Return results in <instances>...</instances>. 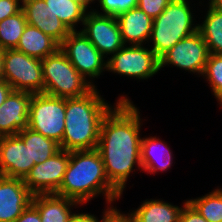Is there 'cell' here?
Masks as SVG:
<instances>
[{"label":"cell","instance_id":"38","mask_svg":"<svg viewBox=\"0 0 222 222\" xmlns=\"http://www.w3.org/2000/svg\"><path fill=\"white\" fill-rule=\"evenodd\" d=\"M209 7L222 9V0H209Z\"/></svg>","mask_w":222,"mask_h":222},{"label":"cell","instance_id":"31","mask_svg":"<svg viewBox=\"0 0 222 222\" xmlns=\"http://www.w3.org/2000/svg\"><path fill=\"white\" fill-rule=\"evenodd\" d=\"M179 222H208L189 202L183 203Z\"/></svg>","mask_w":222,"mask_h":222},{"label":"cell","instance_id":"25","mask_svg":"<svg viewBox=\"0 0 222 222\" xmlns=\"http://www.w3.org/2000/svg\"><path fill=\"white\" fill-rule=\"evenodd\" d=\"M27 25L23 10L0 21V48L15 49Z\"/></svg>","mask_w":222,"mask_h":222},{"label":"cell","instance_id":"29","mask_svg":"<svg viewBox=\"0 0 222 222\" xmlns=\"http://www.w3.org/2000/svg\"><path fill=\"white\" fill-rule=\"evenodd\" d=\"M170 1L171 0H138L137 7L154 19L166 9Z\"/></svg>","mask_w":222,"mask_h":222},{"label":"cell","instance_id":"15","mask_svg":"<svg viewBox=\"0 0 222 222\" xmlns=\"http://www.w3.org/2000/svg\"><path fill=\"white\" fill-rule=\"evenodd\" d=\"M32 94L27 91H12L0 106V137L17 135L28 127Z\"/></svg>","mask_w":222,"mask_h":222},{"label":"cell","instance_id":"28","mask_svg":"<svg viewBox=\"0 0 222 222\" xmlns=\"http://www.w3.org/2000/svg\"><path fill=\"white\" fill-rule=\"evenodd\" d=\"M100 3V9L103 11V13L96 11V9L93 11L95 13L101 14V15H108V16H114L117 17L119 14L126 12L127 10H130L132 8H136L138 5V0H98Z\"/></svg>","mask_w":222,"mask_h":222},{"label":"cell","instance_id":"5","mask_svg":"<svg viewBox=\"0 0 222 222\" xmlns=\"http://www.w3.org/2000/svg\"><path fill=\"white\" fill-rule=\"evenodd\" d=\"M41 65L45 94L62 98L80 97L95 87L77 71L60 49L41 60Z\"/></svg>","mask_w":222,"mask_h":222},{"label":"cell","instance_id":"2","mask_svg":"<svg viewBox=\"0 0 222 222\" xmlns=\"http://www.w3.org/2000/svg\"><path fill=\"white\" fill-rule=\"evenodd\" d=\"M101 193L110 205L121 198V194L108 180L98 150L69 151V164L56 195L83 204Z\"/></svg>","mask_w":222,"mask_h":222},{"label":"cell","instance_id":"30","mask_svg":"<svg viewBox=\"0 0 222 222\" xmlns=\"http://www.w3.org/2000/svg\"><path fill=\"white\" fill-rule=\"evenodd\" d=\"M117 211V208H113L110 205V207L104 211L101 221H99L98 218L91 213H73L69 219V222H107Z\"/></svg>","mask_w":222,"mask_h":222},{"label":"cell","instance_id":"4","mask_svg":"<svg viewBox=\"0 0 222 222\" xmlns=\"http://www.w3.org/2000/svg\"><path fill=\"white\" fill-rule=\"evenodd\" d=\"M189 5L187 0H171L166 9L153 19L150 42L158 58L178 41L198 31Z\"/></svg>","mask_w":222,"mask_h":222},{"label":"cell","instance_id":"11","mask_svg":"<svg viewBox=\"0 0 222 222\" xmlns=\"http://www.w3.org/2000/svg\"><path fill=\"white\" fill-rule=\"evenodd\" d=\"M69 164V151L60 149L43 163L34 165L23 179L33 194H56Z\"/></svg>","mask_w":222,"mask_h":222},{"label":"cell","instance_id":"34","mask_svg":"<svg viewBox=\"0 0 222 222\" xmlns=\"http://www.w3.org/2000/svg\"><path fill=\"white\" fill-rule=\"evenodd\" d=\"M12 91V87L5 80H0V106Z\"/></svg>","mask_w":222,"mask_h":222},{"label":"cell","instance_id":"27","mask_svg":"<svg viewBox=\"0 0 222 222\" xmlns=\"http://www.w3.org/2000/svg\"><path fill=\"white\" fill-rule=\"evenodd\" d=\"M203 76L208 79L213 95L222 106V54L209 53Z\"/></svg>","mask_w":222,"mask_h":222},{"label":"cell","instance_id":"36","mask_svg":"<svg viewBox=\"0 0 222 222\" xmlns=\"http://www.w3.org/2000/svg\"><path fill=\"white\" fill-rule=\"evenodd\" d=\"M3 62H4V49H0V80H4Z\"/></svg>","mask_w":222,"mask_h":222},{"label":"cell","instance_id":"6","mask_svg":"<svg viewBox=\"0 0 222 222\" xmlns=\"http://www.w3.org/2000/svg\"><path fill=\"white\" fill-rule=\"evenodd\" d=\"M28 127L60 144L65 131V98L32 94Z\"/></svg>","mask_w":222,"mask_h":222},{"label":"cell","instance_id":"14","mask_svg":"<svg viewBox=\"0 0 222 222\" xmlns=\"http://www.w3.org/2000/svg\"><path fill=\"white\" fill-rule=\"evenodd\" d=\"M32 197L23 179L0 175V222H14L31 204Z\"/></svg>","mask_w":222,"mask_h":222},{"label":"cell","instance_id":"8","mask_svg":"<svg viewBox=\"0 0 222 222\" xmlns=\"http://www.w3.org/2000/svg\"><path fill=\"white\" fill-rule=\"evenodd\" d=\"M106 70L136 79H148L160 71L159 58L152 49L143 45H124L107 59Z\"/></svg>","mask_w":222,"mask_h":222},{"label":"cell","instance_id":"22","mask_svg":"<svg viewBox=\"0 0 222 222\" xmlns=\"http://www.w3.org/2000/svg\"><path fill=\"white\" fill-rule=\"evenodd\" d=\"M17 135L23 140L25 146L28 147L31 154V162H35V165L43 163L61 149L56 141L29 127L21 130Z\"/></svg>","mask_w":222,"mask_h":222},{"label":"cell","instance_id":"17","mask_svg":"<svg viewBox=\"0 0 222 222\" xmlns=\"http://www.w3.org/2000/svg\"><path fill=\"white\" fill-rule=\"evenodd\" d=\"M124 45H143L149 41L153 19L138 7L119 14L117 17Z\"/></svg>","mask_w":222,"mask_h":222},{"label":"cell","instance_id":"12","mask_svg":"<svg viewBox=\"0 0 222 222\" xmlns=\"http://www.w3.org/2000/svg\"><path fill=\"white\" fill-rule=\"evenodd\" d=\"M81 32L104 56H111L124 46L116 17L87 12ZM106 55V56H105Z\"/></svg>","mask_w":222,"mask_h":222},{"label":"cell","instance_id":"32","mask_svg":"<svg viewBox=\"0 0 222 222\" xmlns=\"http://www.w3.org/2000/svg\"><path fill=\"white\" fill-rule=\"evenodd\" d=\"M22 0H0V21L22 10Z\"/></svg>","mask_w":222,"mask_h":222},{"label":"cell","instance_id":"37","mask_svg":"<svg viewBox=\"0 0 222 222\" xmlns=\"http://www.w3.org/2000/svg\"><path fill=\"white\" fill-rule=\"evenodd\" d=\"M77 4H79L81 7H83L87 11V7L89 6L90 3L94 2L95 0H73Z\"/></svg>","mask_w":222,"mask_h":222},{"label":"cell","instance_id":"23","mask_svg":"<svg viewBox=\"0 0 222 222\" xmlns=\"http://www.w3.org/2000/svg\"><path fill=\"white\" fill-rule=\"evenodd\" d=\"M198 31L207 44L209 53L222 54V9L209 7Z\"/></svg>","mask_w":222,"mask_h":222},{"label":"cell","instance_id":"10","mask_svg":"<svg viewBox=\"0 0 222 222\" xmlns=\"http://www.w3.org/2000/svg\"><path fill=\"white\" fill-rule=\"evenodd\" d=\"M209 51L199 31L184 37L159 58V68L174 65L185 71L203 75Z\"/></svg>","mask_w":222,"mask_h":222},{"label":"cell","instance_id":"9","mask_svg":"<svg viewBox=\"0 0 222 222\" xmlns=\"http://www.w3.org/2000/svg\"><path fill=\"white\" fill-rule=\"evenodd\" d=\"M60 50L85 79L97 78L107 69L105 57L81 31H71L60 44Z\"/></svg>","mask_w":222,"mask_h":222},{"label":"cell","instance_id":"19","mask_svg":"<svg viewBox=\"0 0 222 222\" xmlns=\"http://www.w3.org/2000/svg\"><path fill=\"white\" fill-rule=\"evenodd\" d=\"M59 49L60 44L56 40L28 23L15 48L19 52L40 60L56 53Z\"/></svg>","mask_w":222,"mask_h":222},{"label":"cell","instance_id":"1","mask_svg":"<svg viewBox=\"0 0 222 222\" xmlns=\"http://www.w3.org/2000/svg\"><path fill=\"white\" fill-rule=\"evenodd\" d=\"M104 117L97 150L110 184L122 195L134 165L141 166V119L139 109L121 96Z\"/></svg>","mask_w":222,"mask_h":222},{"label":"cell","instance_id":"35","mask_svg":"<svg viewBox=\"0 0 222 222\" xmlns=\"http://www.w3.org/2000/svg\"><path fill=\"white\" fill-rule=\"evenodd\" d=\"M107 222H129V221L125 218L123 213H120L118 209V211Z\"/></svg>","mask_w":222,"mask_h":222},{"label":"cell","instance_id":"16","mask_svg":"<svg viewBox=\"0 0 222 222\" xmlns=\"http://www.w3.org/2000/svg\"><path fill=\"white\" fill-rule=\"evenodd\" d=\"M22 10L29 25L35 26L44 34L51 36L59 44L71 32L48 8L44 0H22Z\"/></svg>","mask_w":222,"mask_h":222},{"label":"cell","instance_id":"33","mask_svg":"<svg viewBox=\"0 0 222 222\" xmlns=\"http://www.w3.org/2000/svg\"><path fill=\"white\" fill-rule=\"evenodd\" d=\"M14 222H41L38 210L30 204Z\"/></svg>","mask_w":222,"mask_h":222},{"label":"cell","instance_id":"21","mask_svg":"<svg viewBox=\"0 0 222 222\" xmlns=\"http://www.w3.org/2000/svg\"><path fill=\"white\" fill-rule=\"evenodd\" d=\"M156 138L154 136L141 139V169L151 174L157 171H166L173 163L171 150L165 145V142Z\"/></svg>","mask_w":222,"mask_h":222},{"label":"cell","instance_id":"24","mask_svg":"<svg viewBox=\"0 0 222 222\" xmlns=\"http://www.w3.org/2000/svg\"><path fill=\"white\" fill-rule=\"evenodd\" d=\"M48 8L67 26L70 31H76L77 23H82L86 10L73 0H44Z\"/></svg>","mask_w":222,"mask_h":222},{"label":"cell","instance_id":"26","mask_svg":"<svg viewBox=\"0 0 222 222\" xmlns=\"http://www.w3.org/2000/svg\"><path fill=\"white\" fill-rule=\"evenodd\" d=\"M188 202L208 221L222 222V189H215L212 192L190 199Z\"/></svg>","mask_w":222,"mask_h":222},{"label":"cell","instance_id":"18","mask_svg":"<svg viewBox=\"0 0 222 222\" xmlns=\"http://www.w3.org/2000/svg\"><path fill=\"white\" fill-rule=\"evenodd\" d=\"M31 204L38 210L41 222H69L70 207L80 205L77 201L56 194H36Z\"/></svg>","mask_w":222,"mask_h":222},{"label":"cell","instance_id":"13","mask_svg":"<svg viewBox=\"0 0 222 222\" xmlns=\"http://www.w3.org/2000/svg\"><path fill=\"white\" fill-rule=\"evenodd\" d=\"M35 162L28 147L18 135L0 137V175L24 179Z\"/></svg>","mask_w":222,"mask_h":222},{"label":"cell","instance_id":"20","mask_svg":"<svg viewBox=\"0 0 222 222\" xmlns=\"http://www.w3.org/2000/svg\"><path fill=\"white\" fill-rule=\"evenodd\" d=\"M182 208L163 200H145L142 205L128 215L129 222H179Z\"/></svg>","mask_w":222,"mask_h":222},{"label":"cell","instance_id":"3","mask_svg":"<svg viewBox=\"0 0 222 222\" xmlns=\"http://www.w3.org/2000/svg\"><path fill=\"white\" fill-rule=\"evenodd\" d=\"M93 88L80 97L65 98V131L60 148L66 151L96 149L102 120L113 108Z\"/></svg>","mask_w":222,"mask_h":222},{"label":"cell","instance_id":"7","mask_svg":"<svg viewBox=\"0 0 222 222\" xmlns=\"http://www.w3.org/2000/svg\"><path fill=\"white\" fill-rule=\"evenodd\" d=\"M4 80L13 91L44 93V78L41 60L15 49L4 50Z\"/></svg>","mask_w":222,"mask_h":222}]
</instances>
